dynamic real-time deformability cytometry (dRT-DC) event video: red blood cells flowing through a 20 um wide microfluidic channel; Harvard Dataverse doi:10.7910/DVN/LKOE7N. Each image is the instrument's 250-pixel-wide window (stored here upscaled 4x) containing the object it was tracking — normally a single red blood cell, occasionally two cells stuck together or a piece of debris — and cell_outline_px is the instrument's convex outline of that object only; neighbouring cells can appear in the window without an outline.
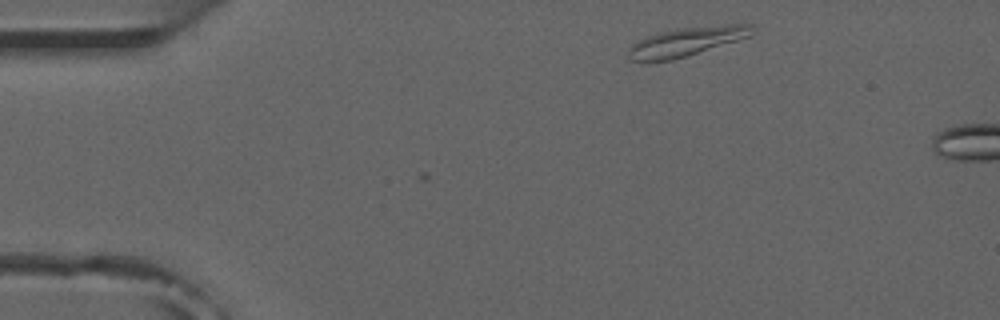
{"species": "common noctule bat (a hibernating species)", "species_latin": "Nyctalus noctula", "temperature_condition": "room temperature", "stored_images_in_passage": 3, "camera_frame_rate_fps": 3000, "um_per_image_px": 0.085, "animal": {"sex": "male", "forearm_length_mm": 52.5}, "frame": {"image": 1, "passage_image": 3, "time_ms": 0.667, "image_size_px": [1000, 320], "cell_outline_px": [[756, 28], [752, 36], [672, 60], [628, 60], [628, 48], [636, 40], [644, 36], [656, 32], [676, 28], [724, 24], [752, 24]], "centroid_in_image_um": [58.37, 3.5], "position_along_channel_um": 26.6, "area_um2": 21.1}}